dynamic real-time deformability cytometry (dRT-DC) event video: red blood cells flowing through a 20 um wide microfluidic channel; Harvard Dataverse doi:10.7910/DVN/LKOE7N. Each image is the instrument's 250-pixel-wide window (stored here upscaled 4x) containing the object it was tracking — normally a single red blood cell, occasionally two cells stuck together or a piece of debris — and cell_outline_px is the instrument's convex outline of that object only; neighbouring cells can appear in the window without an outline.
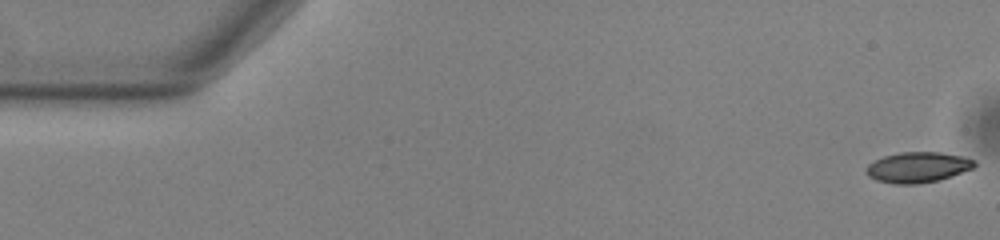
{"species": "common noctule bat (a hibernating species)", "species_latin": "Nyctalus noctula", "temperature_condition": "warm", "stored_images_in_passage": 54, "camera_frame_rate_fps": 3000, "um_per_image_px": 0.085, "animal": {"sex": "male", "body_mass_g": 13.0, "forearm_length_mm": 53.1}, "frame": {"image": 1, "passage_image": 1, "time_ms": 0.0, "image_size_px": [1000, 240], "cell_outline_px": [[976, 164], [972, 168], [936, 180], [916, 184], [892, 184], [876, 180], [868, 176], [864, 172], [864, 168], [868, 164], [884, 156], [900, 152], [940, 152], [960, 156], [972, 160]], "centroid_in_image_um": [77.9, 14.22], "position_along_channel_um": 7.1, "area_um2": 18.96}}
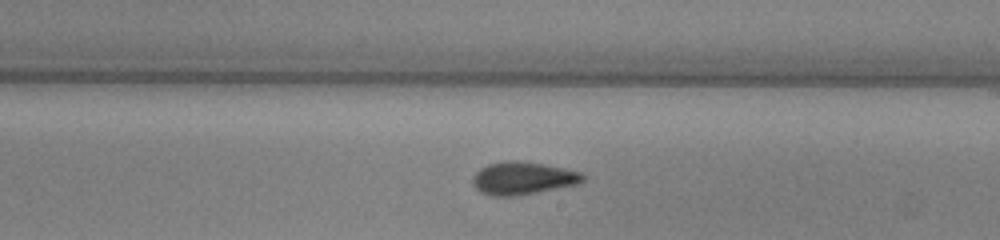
{"frame": {"image": 2, "passage_image": 31, "time_ms": 10.0, "image_size_px": [1000, 240], "cell_outline_px": [[584, 180], [576, 184], [516, 196], [488, 196], [480, 192], [472, 184], [472, 176], [480, 168], [488, 164], [508, 160], [520, 160], [544, 164], [564, 168], [580, 172], [584, 176]], "centroid_in_image_um": [44.38, 15.14], "position_along_channel_um": 244.6, "area_um2": 21.04}}
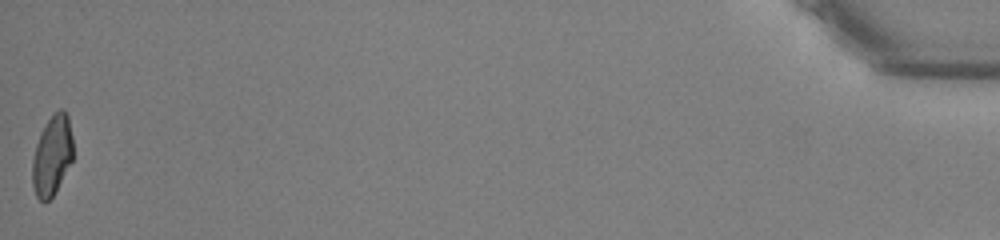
{"frame": {"image": 3, "passage_image": 54, "time_ms": 17.667, "image_size_px": [1000, 240], "cell_outline_px": [[72, 160], [52, 196], [44, 204], [36, 196], [32, 184], [32, 160], [36, 144], [40, 132], [52, 112], [60, 108], [64, 108], [68, 116], [72, 136]], "centroid_in_image_um": [4.41, 13.17], "position_along_channel_um": 430.8, "area_um2": 19.02}, "authors_computed_cell_mechanics": {"area_um2": 19.9121, "velocity_mm_per_s": 3.8019, "shape_relaxation_time_tau1_ms": 5.4229, "shape_relaxation_time_tau2_ms": 2.0466, "deformation_change_tau1": 0.1612, "deformation_change_tau2": 0.089}}